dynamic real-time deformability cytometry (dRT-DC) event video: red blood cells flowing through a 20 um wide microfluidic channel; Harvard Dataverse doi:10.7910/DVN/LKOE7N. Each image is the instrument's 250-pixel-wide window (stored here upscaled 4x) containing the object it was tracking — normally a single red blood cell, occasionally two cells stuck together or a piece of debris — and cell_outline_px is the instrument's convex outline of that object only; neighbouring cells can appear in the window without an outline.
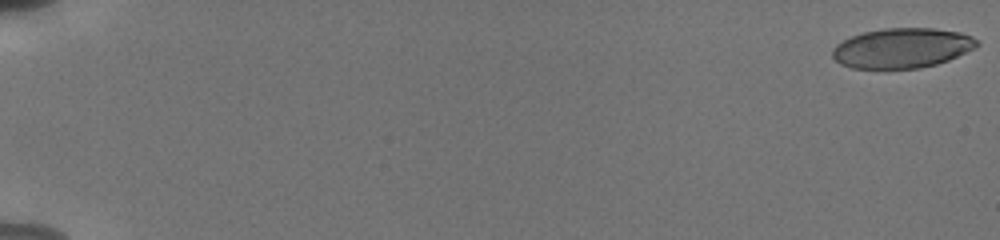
{"species": "human", "species_latin": "Homo sapiens", "temperature_condition": "cold", "stored_images_in_passage": 56, "camera_frame_rate_fps": 3000, "um_per_image_px": 0.085, "donor": {"sex": "male"}, "frame": {"image": 1, "passage_image": 1, "time_ms": 0.0, "image_size_px": [1000, 240], "cell_outline_px": [[980, 44], [976, 48], [948, 60], [936, 64], [920, 68], [852, 68], [840, 64], [832, 56], [832, 48], [836, 44], [852, 36], [864, 32], [884, 28], [932, 28], [960, 32], [972, 36], [980, 40]], "centroid_in_image_um": [76.7, 4.08], "position_along_channel_um": 8.3, "area_um2": 33.7}}
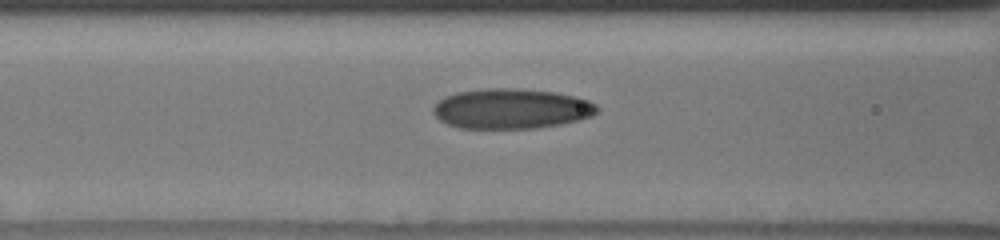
{"frame": {"image": 2, "passage_image": 26, "time_ms": 8.333, "image_size_px": [1000, 240], "cell_outline_px": [[600, 108], [592, 116], [560, 124], [536, 128], [460, 128], [448, 124], [440, 120], [432, 112], [432, 108], [444, 96], [456, 92], [484, 88], [516, 88], [552, 92], [576, 96], [588, 100], [596, 104]], "centroid_in_image_um": [43.45, 9.23], "position_along_channel_um": 123.2, "area_um2": 38.32}}
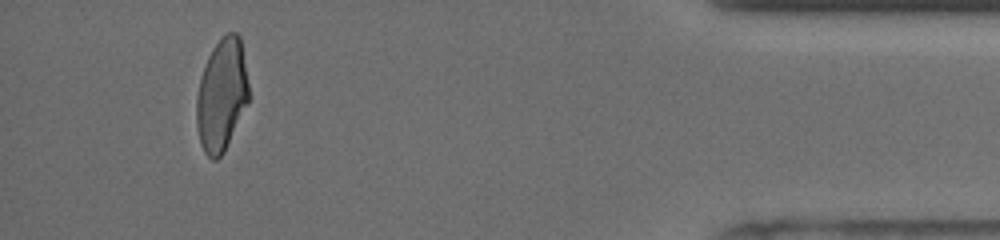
{"frame": {"image": 3, "passage_image": 53, "time_ms": 17.333, "image_size_px": [1000, 240], "cell_outline_px": [[248, 104], [224, 152], [216, 160], [212, 160], [204, 152], [200, 144], [196, 124], [196, 96], [200, 80], [208, 56], [212, 48], [228, 32], [236, 32], [240, 36], [248, 84]], "centroid_in_image_um": [18.83, 8.11], "position_along_channel_um": 416.4, "area_um2": 34.1}, "authors_computed_cell_mechanics": {"area_um2": 36.1539, "velocity_mm_per_s": 3.8202, "shape_relaxation_time_tau1_ms": 8.7444, "shape_relaxation_time_tau2_ms": 1.3986, "deformation_change_tau1": 0.2187, "deformation_change_tau2": 0.0822}}